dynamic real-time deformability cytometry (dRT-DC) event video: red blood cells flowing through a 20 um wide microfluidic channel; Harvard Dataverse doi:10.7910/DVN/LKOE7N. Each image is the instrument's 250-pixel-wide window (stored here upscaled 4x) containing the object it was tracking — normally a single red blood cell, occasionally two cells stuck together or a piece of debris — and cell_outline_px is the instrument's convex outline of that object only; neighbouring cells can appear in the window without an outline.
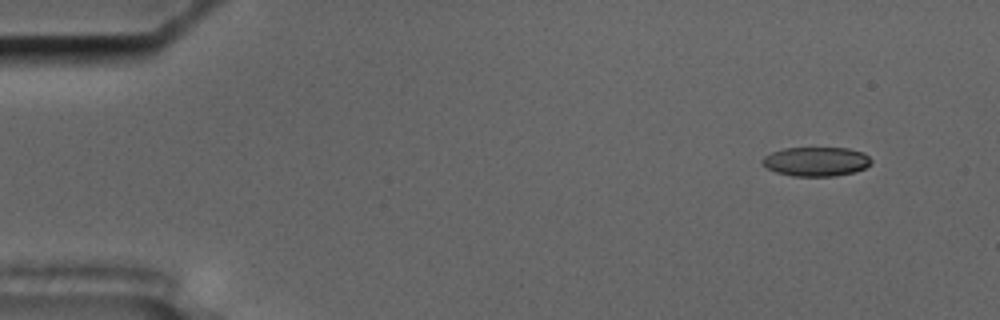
{"species": "common noctule bat (a hibernating species)", "species_latin": "Nyctalus noctula", "temperature_condition": "cold", "stored_images_in_passage": 58, "camera_frame_rate_fps": 3000, "um_per_image_px": 0.085, "animal": {"sex": "male", "body_mass_g": 17.5, "forearm_length_mm": 52.3}, "frame": {"image": 1, "passage_image": 6, "time_ms": 1.667, "image_size_px": [1000, 320], "cell_outline_px": [[872, 160], [864, 168], [856, 172], [832, 176], [792, 176], [776, 172], [768, 168], [760, 160], [764, 156], [772, 152], [784, 148], [848, 148], [864, 152]], "centroid_in_image_um": [69.37, 13.73], "position_along_channel_um": 15.6, "area_um2": 18.5}}
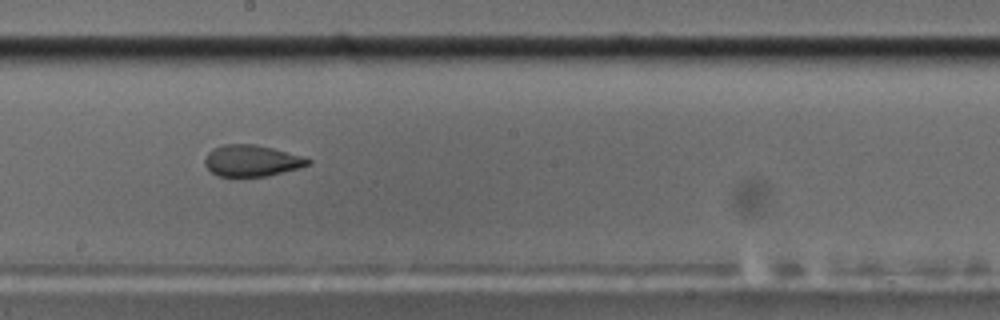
{"frame": {"image": 2, "passage_image": 33, "time_ms": 10.667, "image_size_px": [1000, 320], "cell_outline_px": [[312, 160], [308, 164], [300, 168], [268, 176], [216, 176], [204, 164], [204, 160], [208, 152], [212, 148], [224, 144], [256, 144], [308, 156]], "centroid_in_image_um": [21.44, 13.65], "position_along_channel_um": 226.8, "area_um2": 19.19}}
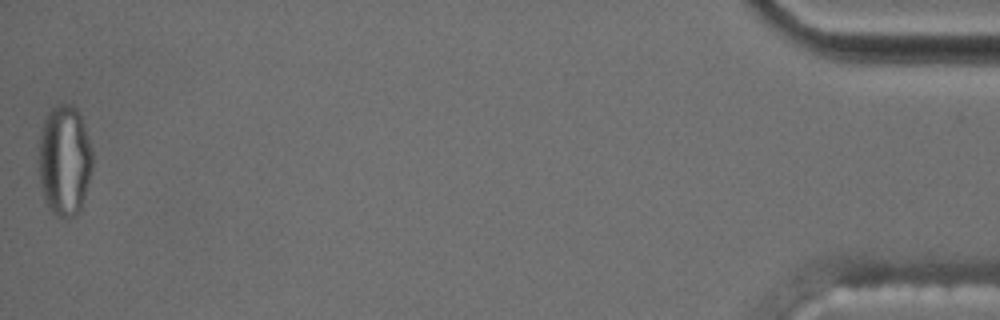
{"frame": {"image": 3, "passage_image": 58, "time_ms": 19.0, "image_size_px": [1000, 320], "cell_outline_px": [[92, 168], [80, 208], [76, 216], [56, 216], [48, 208], [44, 200], [40, 180], [40, 136], [44, 120], [48, 112], [52, 108], [60, 104], [72, 104], [80, 112], [92, 148]], "centroid_in_image_um": [5.49, 13.61], "position_along_channel_um": 429.7, "area_um2": 34.39}, "authors_computed_cell_mechanics": {"area_um2": 20.1433, "velocity_mm_per_s": 3.5505, "shape_relaxation_time_tau1_ms": null, "shape_relaxation_time_tau2_ms": 2.1914, "deformation_change_tau1": null, "deformation_change_tau2": 0.0819}}